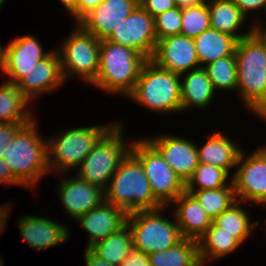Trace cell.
Here are the masks:
<instances>
[{
    "instance_id": "obj_23",
    "label": "cell",
    "mask_w": 266,
    "mask_h": 266,
    "mask_svg": "<svg viewBox=\"0 0 266 266\" xmlns=\"http://www.w3.org/2000/svg\"><path fill=\"white\" fill-rule=\"evenodd\" d=\"M180 91L182 112L193 107L205 110L217 94L203 67L180 75Z\"/></svg>"
},
{
    "instance_id": "obj_39",
    "label": "cell",
    "mask_w": 266,
    "mask_h": 266,
    "mask_svg": "<svg viewBox=\"0 0 266 266\" xmlns=\"http://www.w3.org/2000/svg\"><path fill=\"white\" fill-rule=\"evenodd\" d=\"M234 3L238 6L241 12L247 17L252 16L250 13L254 14L257 11L265 10L266 0H233ZM256 11V12H255ZM249 14V15H248Z\"/></svg>"
},
{
    "instance_id": "obj_8",
    "label": "cell",
    "mask_w": 266,
    "mask_h": 266,
    "mask_svg": "<svg viewBox=\"0 0 266 266\" xmlns=\"http://www.w3.org/2000/svg\"><path fill=\"white\" fill-rule=\"evenodd\" d=\"M161 207L156 210L137 211L128 214L127 224L132 234L133 247L145 254L167 250L184 239L173 215H162Z\"/></svg>"
},
{
    "instance_id": "obj_36",
    "label": "cell",
    "mask_w": 266,
    "mask_h": 266,
    "mask_svg": "<svg viewBox=\"0 0 266 266\" xmlns=\"http://www.w3.org/2000/svg\"><path fill=\"white\" fill-rule=\"evenodd\" d=\"M139 5L153 18L176 7L174 0H139Z\"/></svg>"
},
{
    "instance_id": "obj_18",
    "label": "cell",
    "mask_w": 266,
    "mask_h": 266,
    "mask_svg": "<svg viewBox=\"0 0 266 266\" xmlns=\"http://www.w3.org/2000/svg\"><path fill=\"white\" fill-rule=\"evenodd\" d=\"M66 81L63 78L57 50L51 52L35 64L19 82L22 94L32 103L40 95L59 89Z\"/></svg>"
},
{
    "instance_id": "obj_34",
    "label": "cell",
    "mask_w": 266,
    "mask_h": 266,
    "mask_svg": "<svg viewBox=\"0 0 266 266\" xmlns=\"http://www.w3.org/2000/svg\"><path fill=\"white\" fill-rule=\"evenodd\" d=\"M180 35L194 38L211 28L207 0L199 5L181 9Z\"/></svg>"
},
{
    "instance_id": "obj_21",
    "label": "cell",
    "mask_w": 266,
    "mask_h": 266,
    "mask_svg": "<svg viewBox=\"0 0 266 266\" xmlns=\"http://www.w3.org/2000/svg\"><path fill=\"white\" fill-rule=\"evenodd\" d=\"M179 225L184 238L198 241L212 225V218L201 207L198 200L190 193L183 192L169 207Z\"/></svg>"
},
{
    "instance_id": "obj_32",
    "label": "cell",
    "mask_w": 266,
    "mask_h": 266,
    "mask_svg": "<svg viewBox=\"0 0 266 266\" xmlns=\"http://www.w3.org/2000/svg\"><path fill=\"white\" fill-rule=\"evenodd\" d=\"M213 85L214 90L236 92L237 90V63L235 56L219 58L203 67Z\"/></svg>"
},
{
    "instance_id": "obj_12",
    "label": "cell",
    "mask_w": 266,
    "mask_h": 266,
    "mask_svg": "<svg viewBox=\"0 0 266 266\" xmlns=\"http://www.w3.org/2000/svg\"><path fill=\"white\" fill-rule=\"evenodd\" d=\"M106 40L131 48L150 60L157 43L154 18L138 5Z\"/></svg>"
},
{
    "instance_id": "obj_47",
    "label": "cell",
    "mask_w": 266,
    "mask_h": 266,
    "mask_svg": "<svg viewBox=\"0 0 266 266\" xmlns=\"http://www.w3.org/2000/svg\"><path fill=\"white\" fill-rule=\"evenodd\" d=\"M66 9L68 13H70L78 4V0H59Z\"/></svg>"
},
{
    "instance_id": "obj_41",
    "label": "cell",
    "mask_w": 266,
    "mask_h": 266,
    "mask_svg": "<svg viewBox=\"0 0 266 266\" xmlns=\"http://www.w3.org/2000/svg\"><path fill=\"white\" fill-rule=\"evenodd\" d=\"M0 183L6 184L5 187L18 186L21 184L14 178L12 171L6 161L0 157Z\"/></svg>"
},
{
    "instance_id": "obj_38",
    "label": "cell",
    "mask_w": 266,
    "mask_h": 266,
    "mask_svg": "<svg viewBox=\"0 0 266 266\" xmlns=\"http://www.w3.org/2000/svg\"><path fill=\"white\" fill-rule=\"evenodd\" d=\"M103 0H78L77 6L69 13L78 23L87 13L95 9Z\"/></svg>"
},
{
    "instance_id": "obj_3",
    "label": "cell",
    "mask_w": 266,
    "mask_h": 266,
    "mask_svg": "<svg viewBox=\"0 0 266 266\" xmlns=\"http://www.w3.org/2000/svg\"><path fill=\"white\" fill-rule=\"evenodd\" d=\"M147 59L135 50L100 40L99 71L90 84L106 94L127 98L134 90Z\"/></svg>"
},
{
    "instance_id": "obj_50",
    "label": "cell",
    "mask_w": 266,
    "mask_h": 266,
    "mask_svg": "<svg viewBox=\"0 0 266 266\" xmlns=\"http://www.w3.org/2000/svg\"><path fill=\"white\" fill-rule=\"evenodd\" d=\"M4 3H5V0H0V9L2 8Z\"/></svg>"
},
{
    "instance_id": "obj_1",
    "label": "cell",
    "mask_w": 266,
    "mask_h": 266,
    "mask_svg": "<svg viewBox=\"0 0 266 266\" xmlns=\"http://www.w3.org/2000/svg\"><path fill=\"white\" fill-rule=\"evenodd\" d=\"M236 92L248 112H266V39L258 32L240 39L235 48Z\"/></svg>"
},
{
    "instance_id": "obj_25",
    "label": "cell",
    "mask_w": 266,
    "mask_h": 266,
    "mask_svg": "<svg viewBox=\"0 0 266 266\" xmlns=\"http://www.w3.org/2000/svg\"><path fill=\"white\" fill-rule=\"evenodd\" d=\"M30 101L18 83L4 80L0 84V123H29L34 118Z\"/></svg>"
},
{
    "instance_id": "obj_49",
    "label": "cell",
    "mask_w": 266,
    "mask_h": 266,
    "mask_svg": "<svg viewBox=\"0 0 266 266\" xmlns=\"http://www.w3.org/2000/svg\"><path fill=\"white\" fill-rule=\"evenodd\" d=\"M207 264H206V262L205 261H202V260H200L196 265H194V266H206Z\"/></svg>"
},
{
    "instance_id": "obj_6",
    "label": "cell",
    "mask_w": 266,
    "mask_h": 266,
    "mask_svg": "<svg viewBox=\"0 0 266 266\" xmlns=\"http://www.w3.org/2000/svg\"><path fill=\"white\" fill-rule=\"evenodd\" d=\"M117 123L82 126L60 131L57 136L47 137L50 174H62L77 169L98 141ZM73 169V170H72Z\"/></svg>"
},
{
    "instance_id": "obj_44",
    "label": "cell",
    "mask_w": 266,
    "mask_h": 266,
    "mask_svg": "<svg viewBox=\"0 0 266 266\" xmlns=\"http://www.w3.org/2000/svg\"><path fill=\"white\" fill-rule=\"evenodd\" d=\"M205 1L206 0H174V3L176 7L183 9V8L199 5Z\"/></svg>"
},
{
    "instance_id": "obj_43",
    "label": "cell",
    "mask_w": 266,
    "mask_h": 266,
    "mask_svg": "<svg viewBox=\"0 0 266 266\" xmlns=\"http://www.w3.org/2000/svg\"><path fill=\"white\" fill-rule=\"evenodd\" d=\"M12 208L11 205L6 203V205L0 206V236L3 234L4 229H6V224L10 215Z\"/></svg>"
},
{
    "instance_id": "obj_26",
    "label": "cell",
    "mask_w": 266,
    "mask_h": 266,
    "mask_svg": "<svg viewBox=\"0 0 266 266\" xmlns=\"http://www.w3.org/2000/svg\"><path fill=\"white\" fill-rule=\"evenodd\" d=\"M200 67L227 56H235L238 40L213 28L203 31L193 38Z\"/></svg>"
},
{
    "instance_id": "obj_16",
    "label": "cell",
    "mask_w": 266,
    "mask_h": 266,
    "mask_svg": "<svg viewBox=\"0 0 266 266\" xmlns=\"http://www.w3.org/2000/svg\"><path fill=\"white\" fill-rule=\"evenodd\" d=\"M139 5V0H103L87 13L78 24L97 39H107L114 28Z\"/></svg>"
},
{
    "instance_id": "obj_48",
    "label": "cell",
    "mask_w": 266,
    "mask_h": 266,
    "mask_svg": "<svg viewBox=\"0 0 266 266\" xmlns=\"http://www.w3.org/2000/svg\"><path fill=\"white\" fill-rule=\"evenodd\" d=\"M258 118L260 117L261 118V120L263 119V121L264 122H266V112L265 113H261V114H259V115H256ZM263 146V148L266 150V144L265 145H262Z\"/></svg>"
},
{
    "instance_id": "obj_5",
    "label": "cell",
    "mask_w": 266,
    "mask_h": 266,
    "mask_svg": "<svg viewBox=\"0 0 266 266\" xmlns=\"http://www.w3.org/2000/svg\"><path fill=\"white\" fill-rule=\"evenodd\" d=\"M127 98L157 114L182 113L180 75L147 60Z\"/></svg>"
},
{
    "instance_id": "obj_13",
    "label": "cell",
    "mask_w": 266,
    "mask_h": 266,
    "mask_svg": "<svg viewBox=\"0 0 266 266\" xmlns=\"http://www.w3.org/2000/svg\"><path fill=\"white\" fill-rule=\"evenodd\" d=\"M186 184L199 165L197 143L186 137L158 134L144 137Z\"/></svg>"
},
{
    "instance_id": "obj_24",
    "label": "cell",
    "mask_w": 266,
    "mask_h": 266,
    "mask_svg": "<svg viewBox=\"0 0 266 266\" xmlns=\"http://www.w3.org/2000/svg\"><path fill=\"white\" fill-rule=\"evenodd\" d=\"M208 9L210 12V25L211 28L229 34L235 37L238 41L250 35L254 29L245 33L243 26L247 21L246 17L233 0H207ZM242 27V30H241Z\"/></svg>"
},
{
    "instance_id": "obj_7",
    "label": "cell",
    "mask_w": 266,
    "mask_h": 266,
    "mask_svg": "<svg viewBox=\"0 0 266 266\" xmlns=\"http://www.w3.org/2000/svg\"><path fill=\"white\" fill-rule=\"evenodd\" d=\"M122 124L123 122L117 121L87 154L76 169L78 171L75 175L79 179L104 190L107 188L122 159L130 151L133 141L124 138Z\"/></svg>"
},
{
    "instance_id": "obj_40",
    "label": "cell",
    "mask_w": 266,
    "mask_h": 266,
    "mask_svg": "<svg viewBox=\"0 0 266 266\" xmlns=\"http://www.w3.org/2000/svg\"><path fill=\"white\" fill-rule=\"evenodd\" d=\"M120 266H150L148 254L133 247Z\"/></svg>"
},
{
    "instance_id": "obj_11",
    "label": "cell",
    "mask_w": 266,
    "mask_h": 266,
    "mask_svg": "<svg viewBox=\"0 0 266 266\" xmlns=\"http://www.w3.org/2000/svg\"><path fill=\"white\" fill-rule=\"evenodd\" d=\"M256 149L249 155L241 150L231 180L237 201L266 207V150Z\"/></svg>"
},
{
    "instance_id": "obj_14",
    "label": "cell",
    "mask_w": 266,
    "mask_h": 266,
    "mask_svg": "<svg viewBox=\"0 0 266 266\" xmlns=\"http://www.w3.org/2000/svg\"><path fill=\"white\" fill-rule=\"evenodd\" d=\"M150 60L179 75L200 68L193 38L183 35L169 36L157 41Z\"/></svg>"
},
{
    "instance_id": "obj_19",
    "label": "cell",
    "mask_w": 266,
    "mask_h": 266,
    "mask_svg": "<svg viewBox=\"0 0 266 266\" xmlns=\"http://www.w3.org/2000/svg\"><path fill=\"white\" fill-rule=\"evenodd\" d=\"M17 222L22 239L37 251L66 243L71 236L68 226L52 218L24 215Z\"/></svg>"
},
{
    "instance_id": "obj_46",
    "label": "cell",
    "mask_w": 266,
    "mask_h": 266,
    "mask_svg": "<svg viewBox=\"0 0 266 266\" xmlns=\"http://www.w3.org/2000/svg\"><path fill=\"white\" fill-rule=\"evenodd\" d=\"M259 21H255V23H254V25H253V29H254V31H256V32H258L263 38H265L266 39V22H265V24H262V19H258ZM261 23V24H260ZM265 25V26H264Z\"/></svg>"
},
{
    "instance_id": "obj_22",
    "label": "cell",
    "mask_w": 266,
    "mask_h": 266,
    "mask_svg": "<svg viewBox=\"0 0 266 266\" xmlns=\"http://www.w3.org/2000/svg\"><path fill=\"white\" fill-rule=\"evenodd\" d=\"M214 131L209 134L210 136L203 146H196L199 163L219 167L232 178L231 173L234 174V171L231 169H236L237 160L242 149L227 135L222 134L221 130L215 129Z\"/></svg>"
},
{
    "instance_id": "obj_20",
    "label": "cell",
    "mask_w": 266,
    "mask_h": 266,
    "mask_svg": "<svg viewBox=\"0 0 266 266\" xmlns=\"http://www.w3.org/2000/svg\"><path fill=\"white\" fill-rule=\"evenodd\" d=\"M128 213L121 207L103 202L96 208L89 210L76 221L88 233L87 249L109 235L119 231L127 224Z\"/></svg>"
},
{
    "instance_id": "obj_33",
    "label": "cell",
    "mask_w": 266,
    "mask_h": 266,
    "mask_svg": "<svg viewBox=\"0 0 266 266\" xmlns=\"http://www.w3.org/2000/svg\"><path fill=\"white\" fill-rule=\"evenodd\" d=\"M231 177L221 168L199 163L186 183V191H200L225 187Z\"/></svg>"
},
{
    "instance_id": "obj_2",
    "label": "cell",
    "mask_w": 266,
    "mask_h": 266,
    "mask_svg": "<svg viewBox=\"0 0 266 266\" xmlns=\"http://www.w3.org/2000/svg\"><path fill=\"white\" fill-rule=\"evenodd\" d=\"M36 121L34 118L23 125L2 155L14 178L25 189H34L43 177L50 174L47 137L40 134Z\"/></svg>"
},
{
    "instance_id": "obj_17",
    "label": "cell",
    "mask_w": 266,
    "mask_h": 266,
    "mask_svg": "<svg viewBox=\"0 0 266 266\" xmlns=\"http://www.w3.org/2000/svg\"><path fill=\"white\" fill-rule=\"evenodd\" d=\"M33 35L17 36L6 48L5 75L7 81L18 83L35 64L44 59L51 50L44 51Z\"/></svg>"
},
{
    "instance_id": "obj_29",
    "label": "cell",
    "mask_w": 266,
    "mask_h": 266,
    "mask_svg": "<svg viewBox=\"0 0 266 266\" xmlns=\"http://www.w3.org/2000/svg\"><path fill=\"white\" fill-rule=\"evenodd\" d=\"M150 266H194L200 261L199 243L184 238L167 250L148 254Z\"/></svg>"
},
{
    "instance_id": "obj_27",
    "label": "cell",
    "mask_w": 266,
    "mask_h": 266,
    "mask_svg": "<svg viewBox=\"0 0 266 266\" xmlns=\"http://www.w3.org/2000/svg\"><path fill=\"white\" fill-rule=\"evenodd\" d=\"M243 204V202L237 201L213 220V223L218 227V232L231 233L242 244L253 236L255 228L260 223L256 220L255 222L251 221V214Z\"/></svg>"
},
{
    "instance_id": "obj_51",
    "label": "cell",
    "mask_w": 266,
    "mask_h": 266,
    "mask_svg": "<svg viewBox=\"0 0 266 266\" xmlns=\"http://www.w3.org/2000/svg\"><path fill=\"white\" fill-rule=\"evenodd\" d=\"M5 264H4V262H3V260L1 259V257H0V266H4Z\"/></svg>"
},
{
    "instance_id": "obj_42",
    "label": "cell",
    "mask_w": 266,
    "mask_h": 266,
    "mask_svg": "<svg viewBox=\"0 0 266 266\" xmlns=\"http://www.w3.org/2000/svg\"><path fill=\"white\" fill-rule=\"evenodd\" d=\"M83 258L86 266H115L95 255L90 249H85Z\"/></svg>"
},
{
    "instance_id": "obj_4",
    "label": "cell",
    "mask_w": 266,
    "mask_h": 266,
    "mask_svg": "<svg viewBox=\"0 0 266 266\" xmlns=\"http://www.w3.org/2000/svg\"><path fill=\"white\" fill-rule=\"evenodd\" d=\"M105 202L121 207L128 214L163 207L152 193L142 163L129 151L109 181Z\"/></svg>"
},
{
    "instance_id": "obj_37",
    "label": "cell",
    "mask_w": 266,
    "mask_h": 266,
    "mask_svg": "<svg viewBox=\"0 0 266 266\" xmlns=\"http://www.w3.org/2000/svg\"><path fill=\"white\" fill-rule=\"evenodd\" d=\"M26 124L28 123H0V157L6 151L15 133Z\"/></svg>"
},
{
    "instance_id": "obj_15",
    "label": "cell",
    "mask_w": 266,
    "mask_h": 266,
    "mask_svg": "<svg viewBox=\"0 0 266 266\" xmlns=\"http://www.w3.org/2000/svg\"><path fill=\"white\" fill-rule=\"evenodd\" d=\"M73 176L62 179L56 189L66 214L76 221L89 210L101 205L105 201V192L100 186Z\"/></svg>"
},
{
    "instance_id": "obj_45",
    "label": "cell",
    "mask_w": 266,
    "mask_h": 266,
    "mask_svg": "<svg viewBox=\"0 0 266 266\" xmlns=\"http://www.w3.org/2000/svg\"><path fill=\"white\" fill-rule=\"evenodd\" d=\"M1 41H0V71L3 72V74H5V62H6V48L7 45L3 46V44L1 45Z\"/></svg>"
},
{
    "instance_id": "obj_28",
    "label": "cell",
    "mask_w": 266,
    "mask_h": 266,
    "mask_svg": "<svg viewBox=\"0 0 266 266\" xmlns=\"http://www.w3.org/2000/svg\"><path fill=\"white\" fill-rule=\"evenodd\" d=\"M200 260L218 261L237 251L242 243L231 233L218 232V227L212 223L205 234L198 240Z\"/></svg>"
},
{
    "instance_id": "obj_10",
    "label": "cell",
    "mask_w": 266,
    "mask_h": 266,
    "mask_svg": "<svg viewBox=\"0 0 266 266\" xmlns=\"http://www.w3.org/2000/svg\"><path fill=\"white\" fill-rule=\"evenodd\" d=\"M130 151L142 163L154 198L163 207H169L186 191V184L145 138L133 140Z\"/></svg>"
},
{
    "instance_id": "obj_31",
    "label": "cell",
    "mask_w": 266,
    "mask_h": 266,
    "mask_svg": "<svg viewBox=\"0 0 266 266\" xmlns=\"http://www.w3.org/2000/svg\"><path fill=\"white\" fill-rule=\"evenodd\" d=\"M222 188L186 191L192 194L205 212L214 220L223 211L237 202L232 180Z\"/></svg>"
},
{
    "instance_id": "obj_35",
    "label": "cell",
    "mask_w": 266,
    "mask_h": 266,
    "mask_svg": "<svg viewBox=\"0 0 266 266\" xmlns=\"http://www.w3.org/2000/svg\"><path fill=\"white\" fill-rule=\"evenodd\" d=\"M181 9L175 7L154 17L157 41L160 39L180 35L181 33Z\"/></svg>"
},
{
    "instance_id": "obj_9",
    "label": "cell",
    "mask_w": 266,
    "mask_h": 266,
    "mask_svg": "<svg viewBox=\"0 0 266 266\" xmlns=\"http://www.w3.org/2000/svg\"><path fill=\"white\" fill-rule=\"evenodd\" d=\"M70 33L56 49L63 78L67 81L70 77H80L89 85L99 71L100 40L78 23H75Z\"/></svg>"
},
{
    "instance_id": "obj_30",
    "label": "cell",
    "mask_w": 266,
    "mask_h": 266,
    "mask_svg": "<svg viewBox=\"0 0 266 266\" xmlns=\"http://www.w3.org/2000/svg\"><path fill=\"white\" fill-rule=\"evenodd\" d=\"M133 248L130 227L126 224L119 231L109 235L106 239L97 242L89 249L98 257L112 265L120 266Z\"/></svg>"
}]
</instances>
